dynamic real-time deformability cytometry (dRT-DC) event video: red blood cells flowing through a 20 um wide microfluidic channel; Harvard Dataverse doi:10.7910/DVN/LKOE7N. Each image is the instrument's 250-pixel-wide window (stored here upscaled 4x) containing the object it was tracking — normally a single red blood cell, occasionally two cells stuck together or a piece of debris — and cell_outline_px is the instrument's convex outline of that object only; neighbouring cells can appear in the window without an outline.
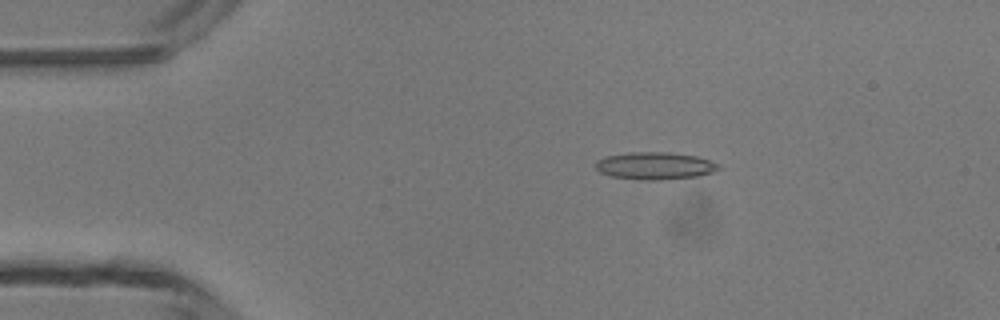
{"species": "common noctule bat (a hibernating species)", "species_latin": "Nyctalus noctula", "temperature_condition": "room temperature", "stored_images_in_passage": 3, "camera_frame_rate_fps": 3000, "um_per_image_px": 0.085, "animal": {"sex": "male", "body_mass_g": 13.3}, "frame": {"image": 1, "passage_image": 1, "time_ms": 0.0, "image_size_px": [1000, 320], "cell_outline_px": [[720, 168], [716, 172], [700, 176], [656, 180], [648, 180], [612, 176], [600, 172], [596, 168], [596, 160], [608, 156], [628, 152], [668, 152], [696, 156], [720, 164]], "centroid_in_image_um": [55.72, 14.09], "position_along_channel_um": 29.3, "area_um2": 19.54}}
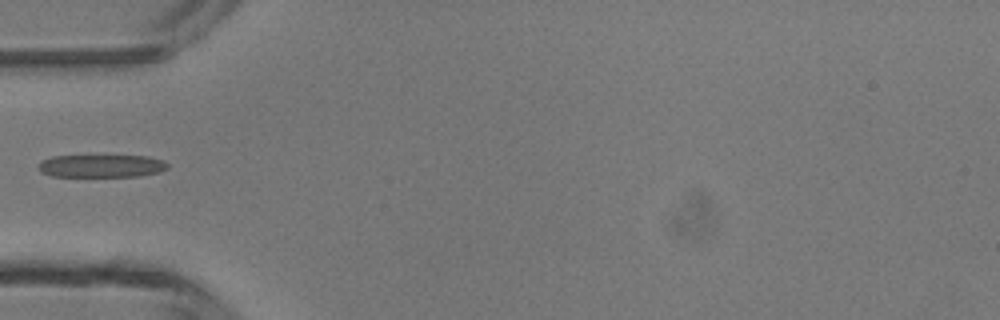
{"frame": {"image": 2, "passage_image": 3, "time_ms": 2.333, "image_size_px": [1000, 320], "cell_outline_px": [[168, 168], [160, 172], [140, 176], [52, 176], [40, 172], [40, 160], [52, 156], [148, 156], [164, 160], [168, 164]], "centroid_in_image_um": [8.65, 14.1], "position_along_channel_um": 76.3, "area_um2": 17.11}}